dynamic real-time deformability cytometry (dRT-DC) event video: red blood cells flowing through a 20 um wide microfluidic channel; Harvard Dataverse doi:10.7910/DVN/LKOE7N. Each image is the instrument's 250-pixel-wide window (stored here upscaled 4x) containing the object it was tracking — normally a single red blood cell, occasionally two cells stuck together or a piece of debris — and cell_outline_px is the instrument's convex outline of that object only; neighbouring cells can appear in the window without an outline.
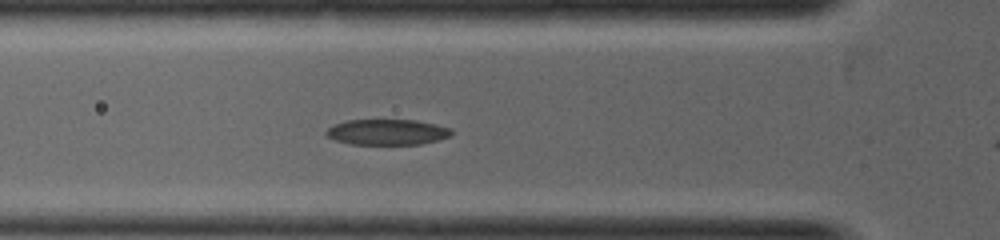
{"species": "common noctule bat (a hibernating species)", "species_latin": "Nyctalus noctula", "temperature_condition": "warm", "stored_images_in_passage": 12, "camera_frame_rate_fps": 5000, "um_per_image_px": 0.085, "animal": {"sex": "female", "body_mass_g": 19.0, "forearm_length_mm": 53.3}, "frame": {"image": 1, "passage_image": 6, "time_ms": 1.0, "image_size_px": [1000, 240], "cell_outline_px": [[452, 136], [420, 144], [352, 144], [336, 140], [328, 136], [324, 132], [332, 124], [348, 120], [416, 120], [436, 124], [452, 128]], "centroid_in_image_um": [32.92, 11.22], "position_along_channel_um": 92.9, "area_um2": 18.73}}
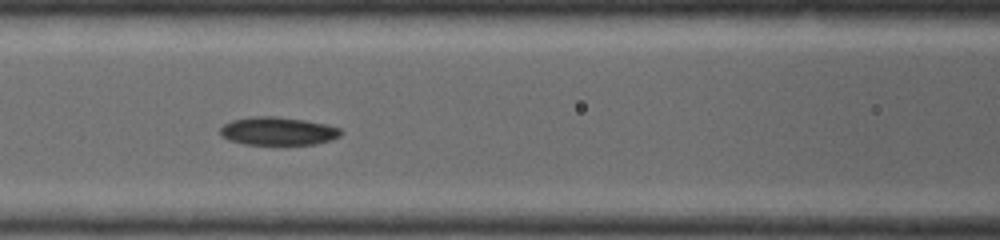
{"frame": {"image": 2, "passage_image": 9, "time_ms": 1.6, "image_size_px": [1000, 240], "cell_outline_px": [[344, 132], [340, 136], [332, 140], [316, 144], [244, 144], [228, 140], [220, 136], [220, 128], [224, 124], [232, 120], [252, 116], [276, 116], [304, 120], [324, 124], [340, 128]], "centroid_in_image_um": [23.62, 11.14], "position_along_channel_um": 143.0, "area_um2": 19.88}}